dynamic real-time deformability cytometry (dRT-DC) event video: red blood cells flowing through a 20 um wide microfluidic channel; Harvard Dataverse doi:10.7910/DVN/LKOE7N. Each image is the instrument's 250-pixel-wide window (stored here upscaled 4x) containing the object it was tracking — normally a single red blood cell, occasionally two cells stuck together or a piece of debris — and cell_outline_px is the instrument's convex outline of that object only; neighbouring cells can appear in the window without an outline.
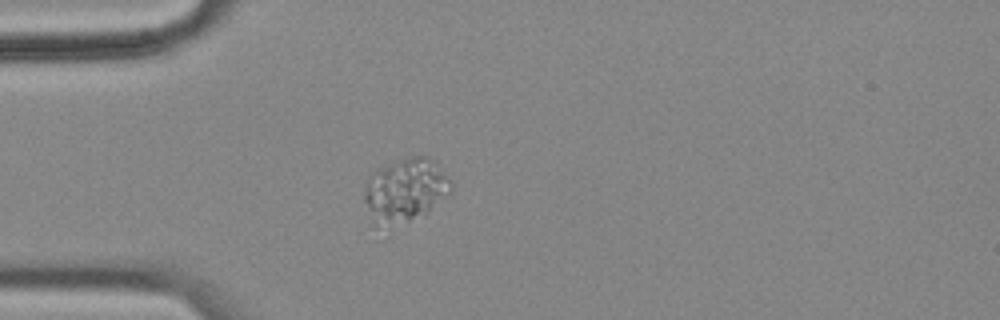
{"species": "common noctule bat (a hibernating species)", "species_latin": "Nyctalus noctula", "temperature_condition": "cold", "stored_images_in_passage": 43, "camera_frame_rate_fps": 3000, "um_per_image_px": 0.085, "animal": {"sex": "female", "body_mass_g": 18.4}, "frame": {"image": 1, "passage_image": 1, "time_ms": 0.0, "image_size_px": [1000, 320], "cell_outline_px": [[452, 192], [448, 196], [424, 216], [376, 240], [364, 200], [364, 184], [368, 176], [400, 160], [416, 156], [428, 156], [452, 180]], "centroid_in_image_um": [34.37, 16.43], "position_along_channel_um": 50.6, "area_um2": 34.51}}
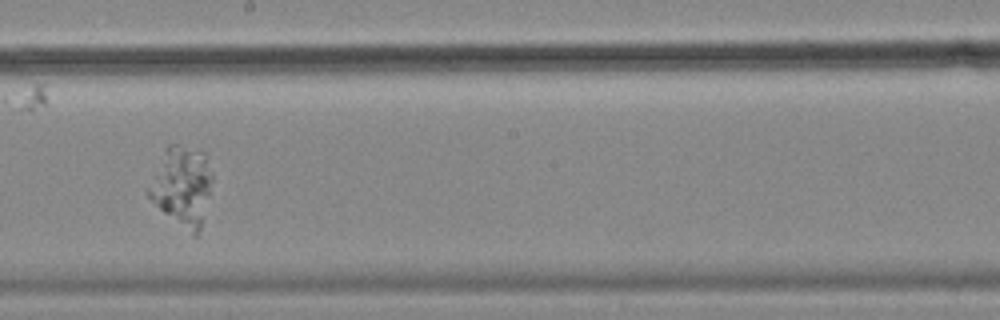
{"frame": {"image": 2, "passage_image": 18, "time_ms": 5.667, "image_size_px": [1000, 320], "cell_outline_px": [[212, 180], [200, 232], [196, 236], [192, 236], [164, 212], [148, 196], [148, 192], [168, 144], [176, 144], [204, 152], [212, 172]], "centroid_in_image_um": [15.54, 15.85], "position_along_channel_um": 232.7, "area_um2": 28.44}}
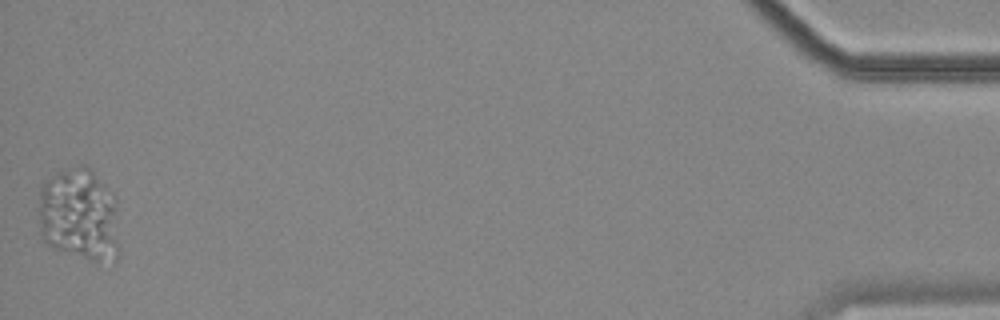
{"frame": {"image": 3, "passage_image": 43, "time_ms": 14.0, "image_size_px": [1000, 320], "cell_outline_px": [[116, 260], [96, 264], [52, 248], [44, 244], [40, 232], [40, 184], [56, 172], [80, 164], [84, 164], [92, 168], [112, 192], [116, 200]], "centroid_in_image_um": [6.71, 18.26], "position_along_channel_um": 428.5, "area_um2": 44.62}}